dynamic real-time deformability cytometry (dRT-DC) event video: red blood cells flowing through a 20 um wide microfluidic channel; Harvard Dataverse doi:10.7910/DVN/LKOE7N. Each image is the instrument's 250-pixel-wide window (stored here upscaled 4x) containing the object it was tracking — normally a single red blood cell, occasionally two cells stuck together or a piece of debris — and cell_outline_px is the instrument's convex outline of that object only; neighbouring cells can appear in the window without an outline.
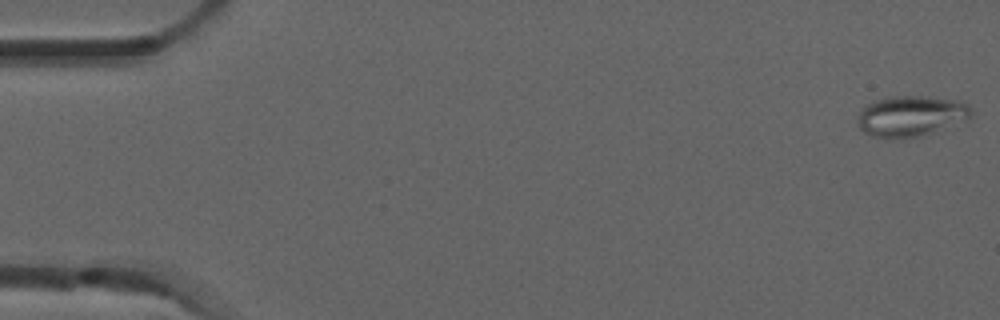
{"species": "common noctule bat (a hibernating species)", "species_latin": "Nyctalus noctula", "temperature_condition": "room temperature", "stored_images_in_passage": 4, "camera_frame_rate_fps": 3000, "um_per_image_px": 0.085, "animal": {"sex": "male", "forearm_length_mm": 52.5}, "frame": {"image": 1, "passage_image": 1, "time_ms": 0.0, "image_size_px": [1000, 320], "cell_outline_px": [[972, 116], [924, 136], [900, 140], [888, 140], [872, 136], [864, 132], [860, 128], [860, 112], [868, 104], [876, 100], [892, 96], [928, 96], [960, 100], [968, 104], [972, 112]], "centroid_in_image_um": [77.44, 9.88], "position_along_channel_um": 7.6, "area_um2": 27.11}}